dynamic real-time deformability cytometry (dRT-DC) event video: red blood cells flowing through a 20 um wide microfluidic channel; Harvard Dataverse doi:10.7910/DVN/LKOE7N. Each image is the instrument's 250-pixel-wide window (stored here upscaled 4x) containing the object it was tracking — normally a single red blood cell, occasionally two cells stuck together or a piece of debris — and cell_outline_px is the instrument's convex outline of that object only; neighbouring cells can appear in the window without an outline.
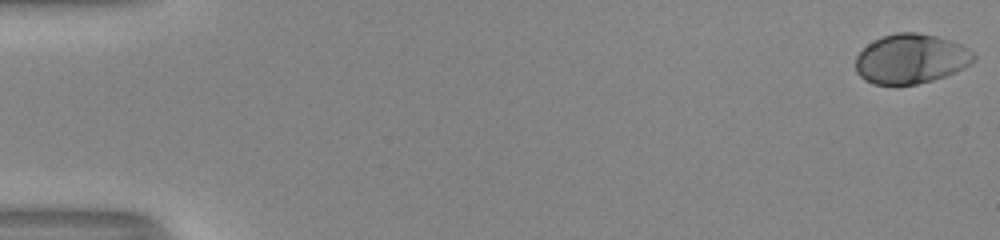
{"species": "human", "species_latin": "Homo sapiens", "temperature_condition": "room temperature", "stored_images_in_passage": 53, "camera_frame_rate_fps": 3000, "um_per_image_px": 0.085, "donor": {"sex": "male"}, "frame": {"image": 1, "passage_image": 1, "time_ms": 0.0, "image_size_px": [1000, 240], "cell_outline_px": [[976, 60], [972, 64], [956, 72], [932, 80], [916, 84], [872, 84], [864, 80], [856, 72], [856, 56], [868, 44], [880, 36], [896, 32], [916, 32], [936, 36], [960, 44], [968, 48], [976, 56]], "centroid_in_image_um": [77.43, 5.0], "position_along_channel_um": 7.6, "area_um2": 34.28}}
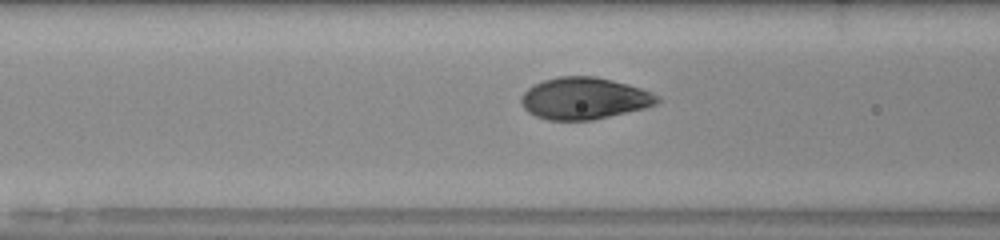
{"frame": {"image": 2, "passage_image": 23, "time_ms": 7.333, "image_size_px": [1000, 240], "cell_outline_px": [[660, 100], [656, 104], [644, 108], [592, 120], [548, 120], [536, 116], [528, 112], [520, 104], [520, 96], [532, 84], [556, 76], [596, 76], [628, 84], [640, 88], [660, 96]], "centroid_in_image_um": [49.62, 8.35], "position_along_channel_um": 117.0, "area_um2": 33.29}}
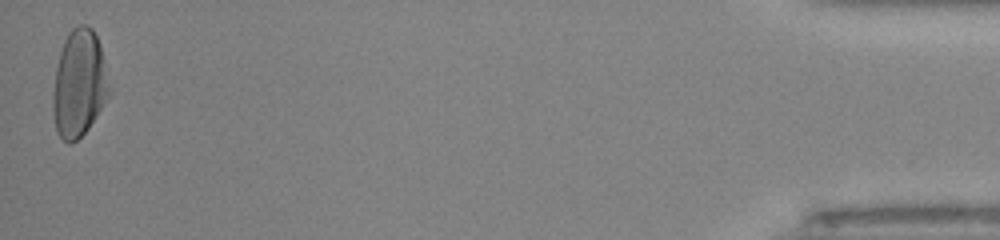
{"frame": {"image": 3, "passage_image": 53, "time_ms": 17.333, "image_size_px": [1000, 240], "cell_outline_px": [[112, 92], [88, 128], [72, 144], [68, 144], [56, 132], [52, 108], [52, 96], [56, 68], [60, 52], [64, 40], [68, 32], [72, 28], [80, 24], [84, 24], [92, 28], [100, 44], [112, 88]], "centroid_in_image_um": [6.74, 7.1], "position_along_channel_um": 428.5, "area_um2": 35.55}, "authors_computed_cell_mechanics": {"area_um2": 33.5818, "velocity_mm_per_s": 4.0405, "shape_relaxation_time_tau1_ms": 2.799, "shape_relaxation_time_tau2_ms": null, "deformation_change_tau1": 0.192, "deformation_change_tau2": null}}